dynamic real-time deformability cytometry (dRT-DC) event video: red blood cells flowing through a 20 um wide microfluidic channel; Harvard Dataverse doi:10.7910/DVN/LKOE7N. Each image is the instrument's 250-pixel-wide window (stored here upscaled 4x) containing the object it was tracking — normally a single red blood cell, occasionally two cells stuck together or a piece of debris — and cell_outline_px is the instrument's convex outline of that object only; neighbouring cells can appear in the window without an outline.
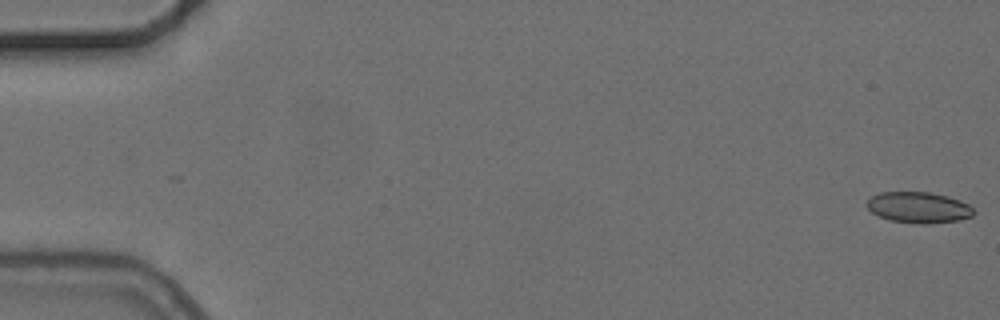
{"species": "common noctule bat (a hibernating species)", "species_latin": "Nyctalus noctula", "temperature_condition": "cold", "stored_images_in_passage": 56, "camera_frame_rate_fps": 3000, "um_per_image_px": 0.085, "animal": {"sex": "female", "body_mass_g": 24.6, "forearm_length_mm": 56.2}, "frame": {"image": 1, "passage_image": 1, "time_ms": 0.0, "image_size_px": [1000, 320], "cell_outline_px": [[976, 212], [972, 216], [960, 220], [928, 224], [920, 224], [888, 220], [872, 212], [864, 204], [872, 196], [880, 192], [932, 192], [948, 196], [960, 200], [968, 204]], "centroid_in_image_um": [78.09, 17.63], "position_along_channel_um": 6.9, "area_um2": 19.48}}
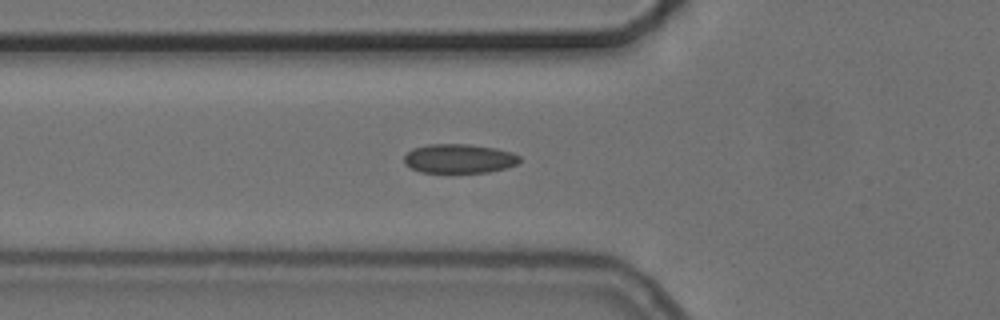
{"frame": {"image": 2, "passage_image": 20, "time_ms": 6.333, "image_size_px": [1000, 320], "cell_outline_px": [[520, 160], [516, 164], [504, 168], [488, 172], [420, 172], [404, 164], [404, 156], [412, 148], [428, 144], [468, 144], [496, 148], [512, 152], [520, 156]], "centroid_in_image_um": [39.0, 13.47], "position_along_channel_um": 86.8, "area_um2": 19.59}}
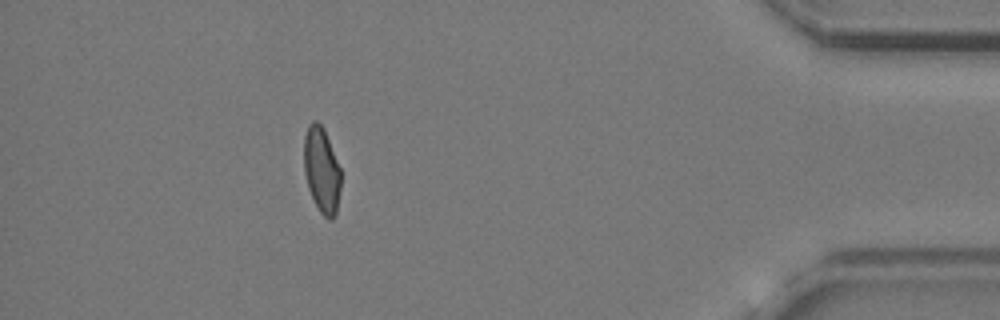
{"frame": {"image": 3, "passage_image": 50, "time_ms": 16.333, "image_size_px": [1000, 320], "cell_outline_px": [[340, 188], [336, 216], [332, 220], [328, 220], [320, 212], [308, 188], [304, 172], [304, 136], [308, 124], [312, 120], [316, 120], [324, 128], [340, 168]], "centroid_in_image_um": [27.33, 14.45], "position_along_channel_um": 407.9, "area_um2": 18.5}, "authors_computed_cell_mechanics": {"area_um2": 19.363, "velocity_mm_per_s": 3.7317, "shape_relaxation_time_tau1_ms": 10.257, "shape_relaxation_time_tau2_ms": 1.864, "deformation_change_tau1": 0.176, "deformation_change_tau2": 0.0757}}